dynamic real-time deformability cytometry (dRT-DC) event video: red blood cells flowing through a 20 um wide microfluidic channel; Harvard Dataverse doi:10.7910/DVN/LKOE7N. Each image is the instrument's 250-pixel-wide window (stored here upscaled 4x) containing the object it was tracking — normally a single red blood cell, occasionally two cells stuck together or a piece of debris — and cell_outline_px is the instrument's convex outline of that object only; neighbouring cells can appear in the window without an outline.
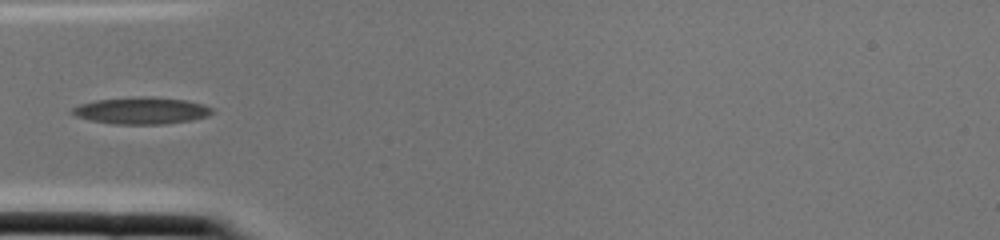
{"species": "common noctule bat (a hibernating species)", "species_latin": "Nyctalus noctula", "temperature_condition": "cold", "stored_images_in_passage": 2, "camera_frame_rate_fps": 3000, "um_per_image_px": 0.085, "animal": {"sex": "female", "body_mass_g": 22.0, "forearm_length_mm": 56.7}, "frame": {"image": 1, "passage_image": 2, "time_ms": 0.333, "image_size_px": [1000, 240], "cell_outline_px": [[212, 112], [208, 116], [192, 120], [164, 124], [112, 124], [92, 120], [76, 116], [68, 112], [72, 108], [80, 104], [96, 100], [140, 96], [152, 96], [188, 100], [204, 104], [212, 108]], "centroid_in_image_um": [12.03, 9.39], "position_along_channel_um": 73.0, "area_um2": 22.08}}